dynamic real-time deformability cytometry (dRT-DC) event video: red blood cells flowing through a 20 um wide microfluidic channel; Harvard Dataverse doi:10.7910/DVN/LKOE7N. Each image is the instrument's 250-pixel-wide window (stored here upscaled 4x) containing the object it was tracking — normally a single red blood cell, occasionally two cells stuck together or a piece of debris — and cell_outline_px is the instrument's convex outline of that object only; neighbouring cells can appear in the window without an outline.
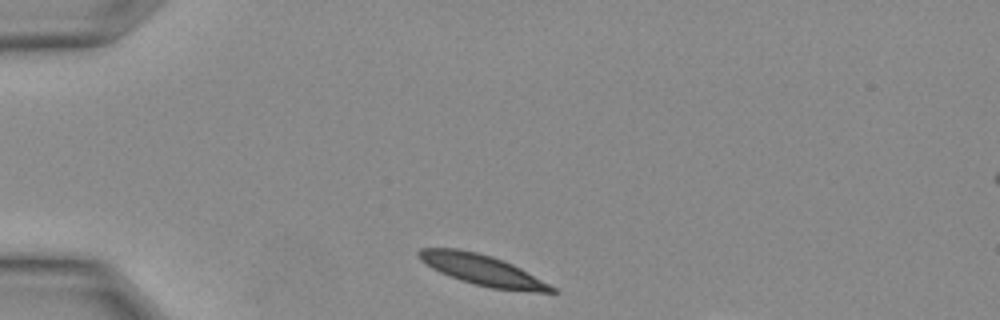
{"species": "Egyptian fruit bat (a non-hibernating species)", "species_latin": "Rousettus aegyptiacus", "temperature_condition": "warm", "stored_images_in_passage": 23, "segment_of_instrument_passage": [1, 2], "camera_frame_rate_fps": 3000, "um_per_image_px": 0.085, "animal": {"sex": "female"}, "frame": {"image": 1, "passage_image": 1, "time_ms": 0.0, "image_size_px": [1000, 320], "cell_outline_px": [[556, 292], [536, 292], [492, 288], [460, 280], [440, 272], [432, 268], [420, 260], [416, 256], [416, 252], [420, 248], [460, 248], [492, 256], [512, 264], [520, 268], [556, 288]], "centroid_in_image_um": [40.94, 22.93], "position_along_channel_um": 44.1, "area_um2": 23.47}}
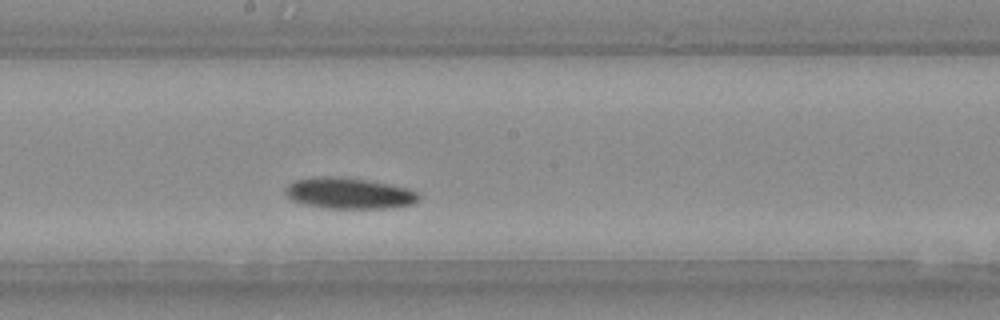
{"frame": {"image": 2, "passage_image": 10, "time_ms": 3.0, "image_size_px": [1000, 320], "cell_outline_px": [[420, 200], [412, 204], [384, 208], [324, 208], [304, 204], [292, 200], [284, 192], [284, 188], [288, 184], [296, 180], [312, 176], [340, 176], [388, 184], [408, 188], [420, 192]], "centroid_in_image_um": [29.65, 16.42], "position_along_channel_um": 218.5, "area_um2": 24.28}}
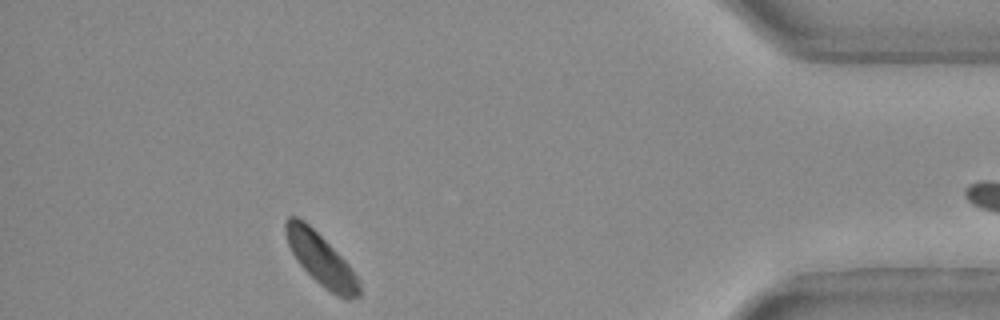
{"frame": {"image": 3, "passage_image": 20, "time_ms": 6.333, "image_size_px": [1000, 320], "cell_outline_px": [[360, 296], [348, 300], [344, 300], [324, 288], [296, 260], [288, 244], [284, 232], [284, 220], [288, 216], [296, 216], [304, 220], [348, 264], [360, 280]], "centroid_in_image_um": [27.27, 22.06], "position_along_channel_um": 407.9, "area_um2": 21.96}}